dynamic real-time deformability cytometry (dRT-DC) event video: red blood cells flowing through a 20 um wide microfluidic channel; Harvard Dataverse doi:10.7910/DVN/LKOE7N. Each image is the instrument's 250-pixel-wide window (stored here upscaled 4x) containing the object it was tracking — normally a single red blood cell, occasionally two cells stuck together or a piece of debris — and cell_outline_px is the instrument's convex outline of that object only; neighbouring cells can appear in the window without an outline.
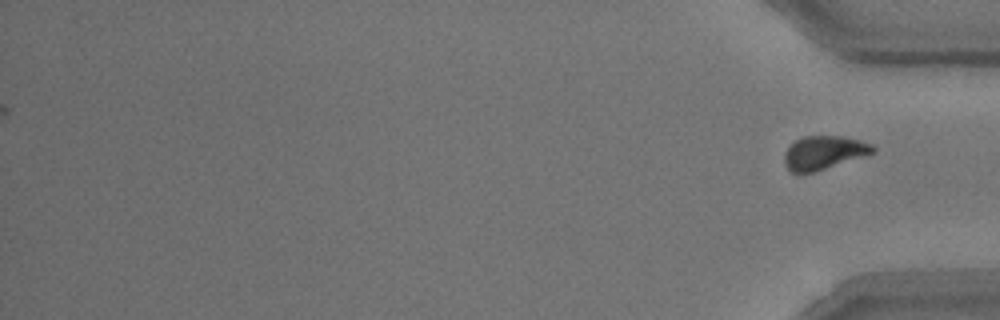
{"species": "common noctule bat (a hibernating species)", "species_latin": "Nyctalus noctula", "temperature_condition": "room temperature", "stored_images_in_passage": 41, "segment_of_instrument_passage": [2, 2], "camera_frame_rate_fps": 3000, "um_per_image_px": 0.085, "animal": {"sex": "male", "body_mass_g": 15.6}, "frame": {"image": 1, "passage_image": 41, "time_ms": 13.333, "image_size_px": [1000, 320], "cell_outline_px": [[876, 152], [812, 172], [792, 172], [784, 164], [784, 156], [788, 148], [796, 140], [804, 136], [844, 136], [860, 140], [872, 144], [876, 148]], "centroid_in_image_um": [70.05, 12.95], "position_along_channel_um": 365.1, "area_um2": 16.99}}